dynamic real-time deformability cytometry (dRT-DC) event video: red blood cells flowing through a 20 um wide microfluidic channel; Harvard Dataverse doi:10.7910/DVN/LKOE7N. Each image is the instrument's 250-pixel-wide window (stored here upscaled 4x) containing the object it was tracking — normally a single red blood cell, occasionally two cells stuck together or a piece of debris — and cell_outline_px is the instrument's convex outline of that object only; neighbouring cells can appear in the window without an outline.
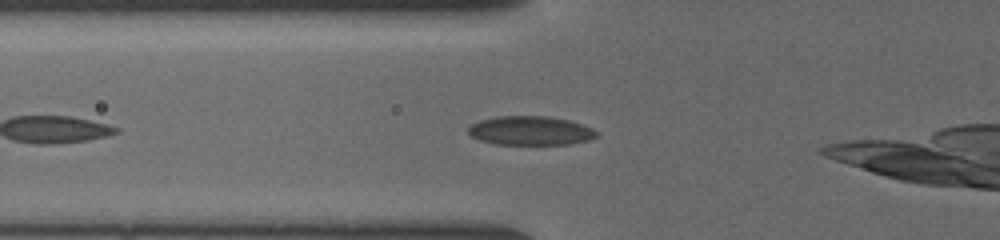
{"species": "common noctule bat (a hibernating species)", "species_latin": "Nyctalus noctula", "temperature_condition": "cold", "stored_images_in_passage": 32, "camera_frame_rate_fps": 3000, "um_per_image_px": 0.085, "animal": {"sex": "female", "body_mass_g": 19.5, "forearm_length_mm": 54.1}, "frame": {"image": 1, "passage_image": 6, "time_ms": 1.667, "image_size_px": [1000, 240], "cell_outline_px": [[600, 136], [592, 140], [572, 144], [496, 144], [480, 140], [472, 136], [468, 132], [468, 128], [472, 124], [480, 120], [496, 116], [548, 116], [568, 120], [584, 124], [600, 132]], "centroid_in_image_um": [45.17, 11.11], "position_along_channel_um": 80.6, "area_um2": 21.96}}
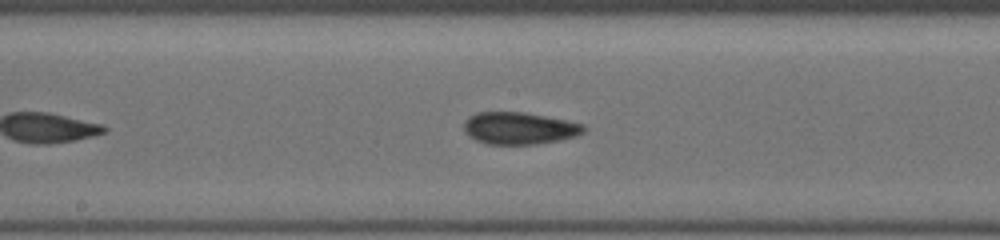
{"frame": {"image": 2, "passage_image": 15, "time_ms": 4.667, "image_size_px": [1000, 240], "cell_outline_px": [[588, 128], [584, 132], [576, 136], [560, 140], [536, 144], [488, 144], [476, 140], [468, 136], [464, 132], [464, 120], [468, 116], [476, 112], [524, 112], [584, 124]], "centroid_in_image_um": [44.12, 10.9], "position_along_channel_um": 204.1, "area_um2": 22.54}}
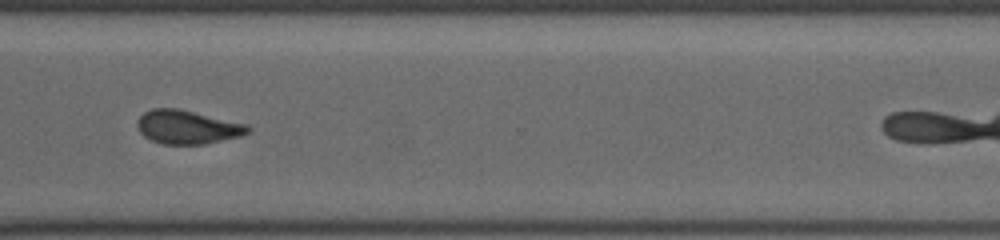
{"frame": {"image": 3, "passage_image": 26, "time_ms": 8.333, "image_size_px": [1000, 240], "cell_outline_px": [[252, 128], [248, 132], [240, 136], [204, 144], [164, 144], [152, 140], [144, 136], [140, 132], [136, 124], [140, 116], [144, 112], [152, 108], [180, 108], [248, 124]], "centroid_in_image_um": [15.94, 10.78], "position_along_channel_um": 354.7, "area_um2": 21.79}}